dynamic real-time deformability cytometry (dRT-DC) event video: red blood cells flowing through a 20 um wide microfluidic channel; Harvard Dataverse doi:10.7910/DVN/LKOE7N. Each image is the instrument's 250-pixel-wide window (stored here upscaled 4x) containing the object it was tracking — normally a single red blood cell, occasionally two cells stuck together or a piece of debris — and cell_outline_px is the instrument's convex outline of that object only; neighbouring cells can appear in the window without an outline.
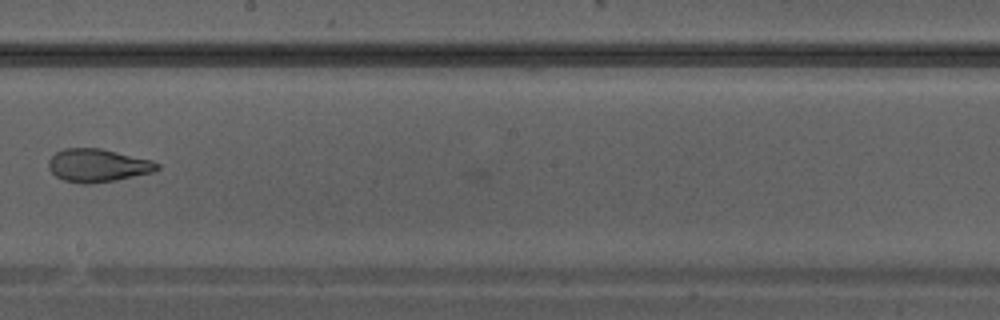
{"species": "Egyptian fruit bat (a non-hibernating species)", "species_latin": "Rousettus aegyptiacus", "temperature_condition": "warm", "stored_images_in_passage": 28, "camera_frame_rate_fps": 3000, "um_per_image_px": 0.085, "animal": {"sex": "male"}, "frame": {"image": 1, "passage_image": 13, "time_ms": 4.0, "image_size_px": [1000, 320], "cell_outline_px": [[160, 168], [156, 172], [116, 180], [88, 184], [84, 184], [64, 180], [56, 176], [48, 168], [48, 160], [56, 152], [64, 148], [100, 148], [152, 160], [160, 164]], "centroid_in_image_um": [8.33, 14.06], "position_along_channel_um": 239.9, "area_um2": 21.04}}